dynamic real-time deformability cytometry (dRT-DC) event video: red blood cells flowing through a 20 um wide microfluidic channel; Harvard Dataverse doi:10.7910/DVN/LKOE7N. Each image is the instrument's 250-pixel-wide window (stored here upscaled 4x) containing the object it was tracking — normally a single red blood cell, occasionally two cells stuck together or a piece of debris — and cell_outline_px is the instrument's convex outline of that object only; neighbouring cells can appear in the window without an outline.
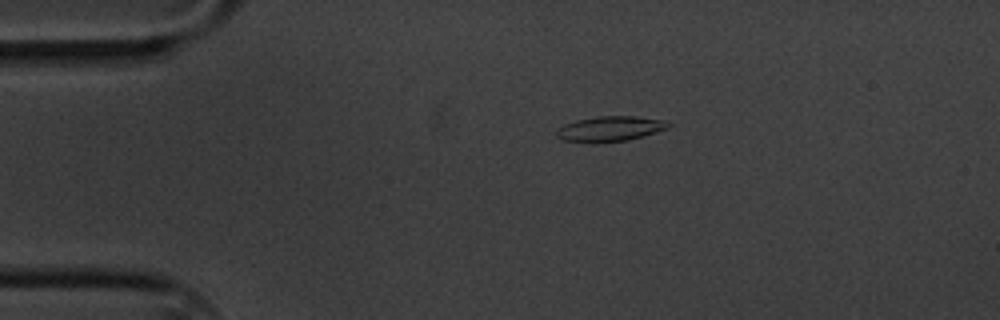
{"species": "common noctule bat (a hibernating species)", "species_latin": "Nyctalus noctula", "temperature_condition": "cold", "stored_images_in_passage": 4, "camera_frame_rate_fps": 3000, "um_per_image_px": 0.085, "animal": {"sex": "male", "body_mass_g": 20.1, "forearm_length_mm": 53.5}, "frame": {"image": 1, "passage_image": 2, "time_ms": 1.0, "image_size_px": [1000, 320], "cell_outline_px": [[672, 124], [668, 128], [656, 132], [624, 140], [596, 144], [560, 140], [556, 136], [556, 132], [564, 124], [576, 120], [596, 116], [636, 116], [660, 120]], "centroid_in_image_um": [51.78, 10.96], "position_along_channel_um": 33.2, "area_um2": 16.42}}
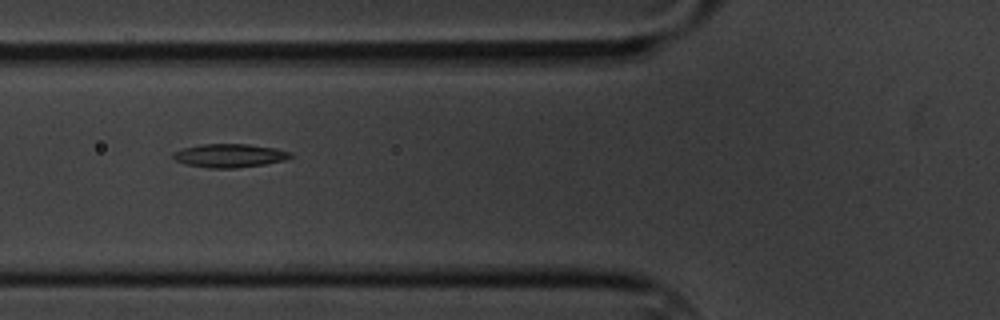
{"frame": {"image": 2, "passage_image": 4, "time_ms": 4.333, "image_size_px": [1000, 320], "cell_outline_px": [[292, 156], [284, 160], [264, 164], [236, 168], [208, 168], [184, 164], [176, 160], [172, 156], [172, 152], [184, 148], [200, 144], [248, 144], [276, 148], [292, 152]], "centroid_in_image_um": [19.5, 13.22], "position_along_channel_um": 106.3, "area_um2": 16.13}}